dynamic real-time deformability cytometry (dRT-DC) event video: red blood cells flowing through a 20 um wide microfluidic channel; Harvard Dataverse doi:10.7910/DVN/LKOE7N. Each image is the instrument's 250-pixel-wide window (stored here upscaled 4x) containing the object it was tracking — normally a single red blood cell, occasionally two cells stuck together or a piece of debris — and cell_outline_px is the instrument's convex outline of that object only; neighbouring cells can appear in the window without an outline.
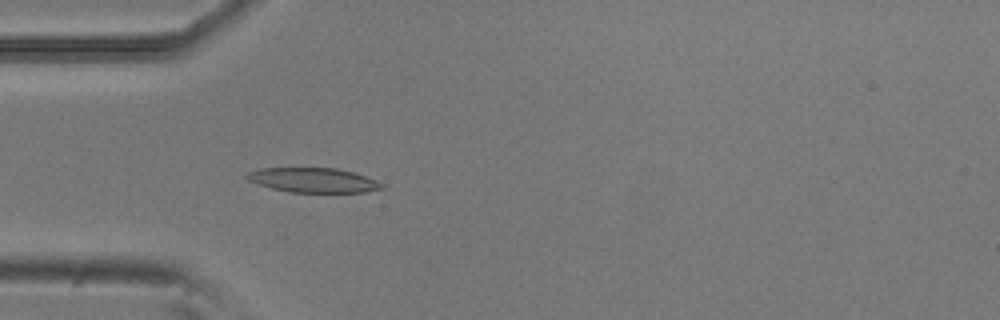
{"species": "common noctule bat (a hibernating species)", "species_latin": "Nyctalus noctula", "temperature_condition": "room temperature", "stored_images_in_passage": 52, "camera_frame_rate_fps": 3000, "um_per_image_px": 0.085, "animal": {"sex": "male", "body_mass_g": 20.5, "forearm_length_mm": 52.5}, "frame": {"image": 1, "passage_image": 15, "time_ms": 4.667, "image_size_px": [1000, 320], "cell_outline_px": [[384, 188], [364, 192], [288, 192], [256, 184], [248, 180], [244, 176], [248, 172], [260, 168], [336, 168], [352, 172], [376, 180], [384, 184]], "centroid_in_image_um": [26.59, 15.31], "position_along_channel_um": 58.4, "area_um2": 19.31}}
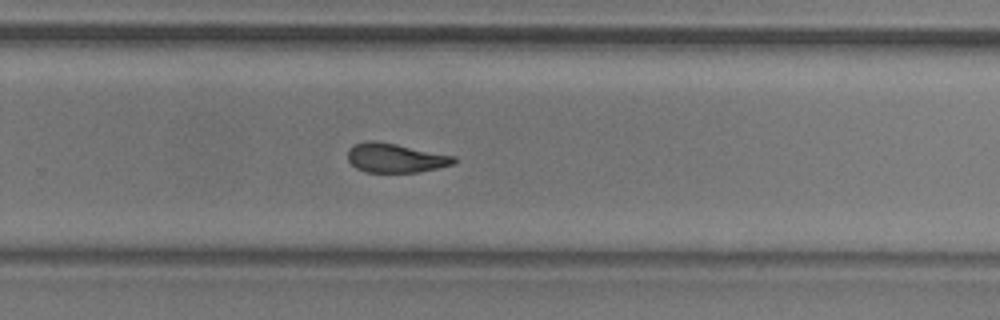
{"frame": {"image": 2, "passage_image": 34, "time_ms": 11.0, "image_size_px": [1000, 320], "cell_outline_px": [[456, 160], [452, 164], [420, 172], [364, 172], [356, 168], [348, 160], [348, 148], [352, 144], [368, 140], [372, 140], [396, 144], [456, 156]], "centroid_in_image_um": [33.56, 13.42], "position_along_channel_um": 296.2, "area_um2": 18.09}}
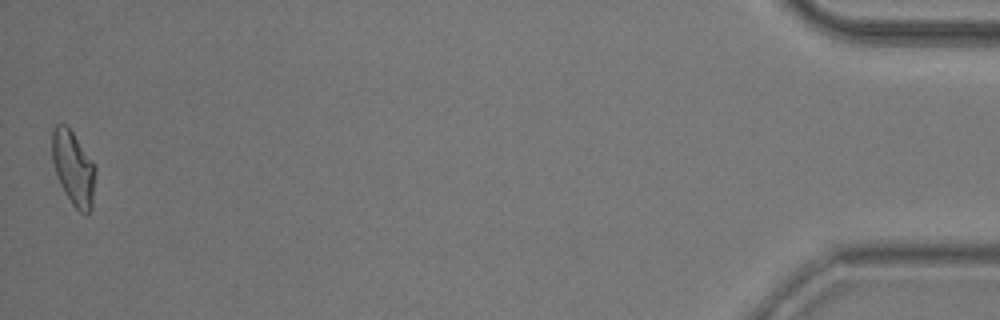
{"frame": {"image": 3, "passage_image": 52, "time_ms": 17.0, "image_size_px": [1000, 320], "cell_outline_px": [[96, 172], [92, 208], [88, 216], [84, 216], [72, 204], [64, 192], [60, 184], [52, 160], [52, 132], [56, 124], [64, 124], [72, 132], [92, 160], [96, 168]], "centroid_in_image_um": [6.26, 14.35], "position_along_channel_um": 428.9, "area_um2": 18.79}, "authors_computed_cell_mechanics": {"area_um2": 18.8428, "velocity_mm_per_s": 3.7934, "shape_relaxation_time_tau1_ms": null, "shape_relaxation_time_tau2_ms": 2.9288, "deformation_change_tau1": null, "deformation_change_tau2": 0.1052}}